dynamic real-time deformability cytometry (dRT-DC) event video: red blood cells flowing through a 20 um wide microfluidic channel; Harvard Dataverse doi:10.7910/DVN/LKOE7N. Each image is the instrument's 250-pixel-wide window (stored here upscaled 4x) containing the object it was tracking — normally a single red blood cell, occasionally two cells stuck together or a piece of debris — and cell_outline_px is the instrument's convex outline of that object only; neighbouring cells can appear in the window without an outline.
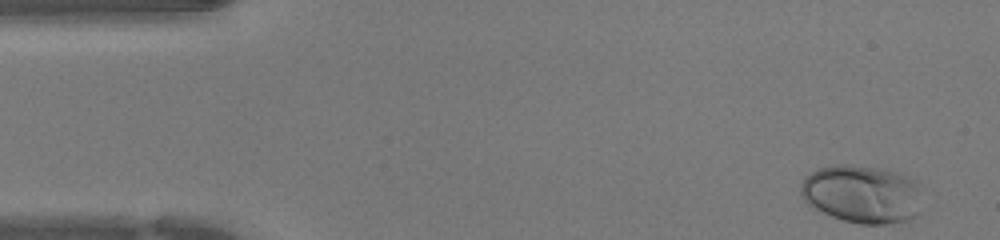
{"species": "human", "species_latin": "Homo sapiens", "temperature_condition": "warm", "stored_images_in_passage": 43, "camera_frame_rate_fps": 3000, "um_per_image_px": 0.085, "donor": {"sex": "female"}, "frame": {"image": 1, "passage_image": 1, "time_ms": 0.0, "image_size_px": [1000, 240], "cell_outline_px": [[920, 184], [916, 212], [908, 220], [884, 224], [860, 224], [844, 220], [832, 216], [808, 204], [804, 200], [800, 192], [800, 184], [804, 176], [820, 168], [836, 164], [852, 164], [884, 168], [896, 172], [916, 180]], "centroid_in_image_um": [73.23, 16.46], "position_along_channel_um": 11.8, "area_um2": 40.98}}
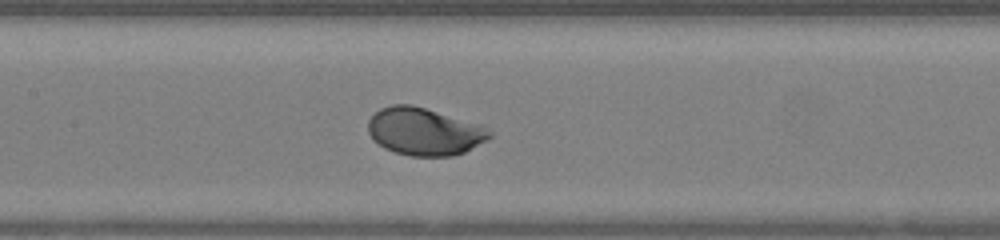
{"frame": {"image": 2, "passage_image": 19, "time_ms": 6.0, "image_size_px": [1000, 240], "cell_outline_px": [[492, 136], [488, 140], [464, 152], [452, 156], [412, 156], [396, 152], [384, 148], [372, 140], [368, 132], [368, 120], [380, 108], [392, 104], [412, 104], [484, 124], [492, 132]], "centroid_in_image_um": [36.1, 11.16], "position_along_channel_um": 171.3, "area_um2": 34.16}}
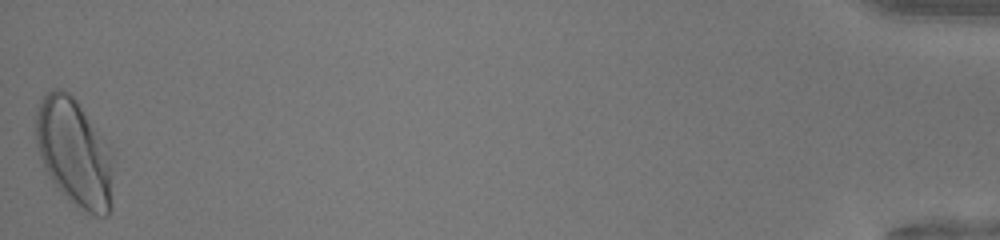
{"frame": {"image": 3, "passage_image": 43, "time_ms": 14.0, "image_size_px": [1000, 240], "cell_outline_px": [[112, 208], [108, 216], [96, 216], [76, 208], [60, 192], [44, 168], [36, 144], [36, 108], [40, 100], [52, 88], [64, 88], [76, 100], [100, 136], [108, 164]], "centroid_in_image_um": [6.21, 12.99], "position_along_channel_um": 429.0, "area_um2": 46.99}}